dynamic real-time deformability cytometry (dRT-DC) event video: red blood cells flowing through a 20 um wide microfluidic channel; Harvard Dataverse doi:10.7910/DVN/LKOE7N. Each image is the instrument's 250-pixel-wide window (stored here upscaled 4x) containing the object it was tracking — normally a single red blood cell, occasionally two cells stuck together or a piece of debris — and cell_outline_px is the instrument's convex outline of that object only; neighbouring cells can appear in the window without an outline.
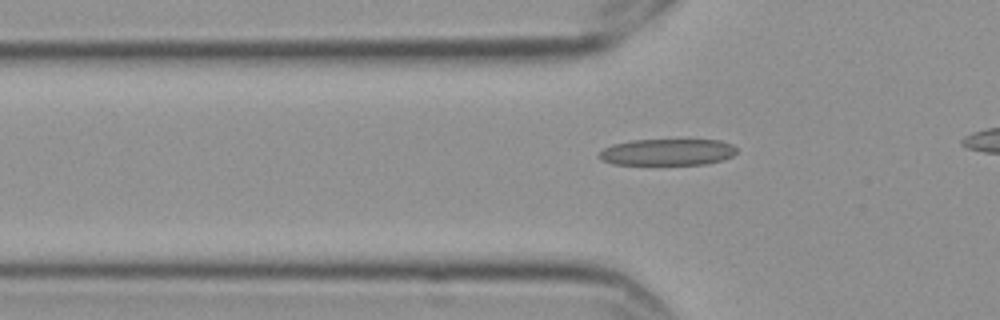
{"species": "Egyptian fruit bat (a non-hibernating species)", "species_latin": "Rousettus aegyptiacus", "temperature_condition": "cold", "stored_images_in_passage": 39, "camera_frame_rate_fps": 3000, "um_per_image_px": 0.085, "frame": {"image": 1, "passage_image": 11, "time_ms": 3.333, "image_size_px": [1000, 320], "cell_outline_px": [[736, 152], [732, 156], [724, 160], [708, 164], [612, 164], [600, 160], [596, 156], [604, 148], [612, 144], [632, 140], [720, 140], [732, 144], [736, 148]], "centroid_in_image_um": [56.72, 12.93], "position_along_channel_um": 69.1, "area_um2": 21.39}}
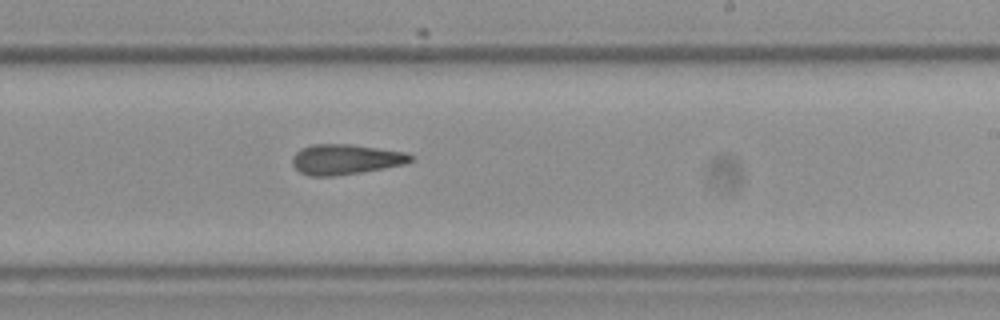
{"frame": {"image": 2, "passage_image": 27, "time_ms": 8.667, "image_size_px": [1000, 320], "cell_outline_px": [[416, 156], [412, 160], [404, 164], [384, 168], [360, 172], [332, 176], [308, 176], [300, 172], [292, 164], [292, 156], [300, 148], [312, 144], [352, 144], [408, 152]], "centroid_in_image_um": [29.38, 13.53], "position_along_channel_um": 259.6, "area_um2": 21.04}}
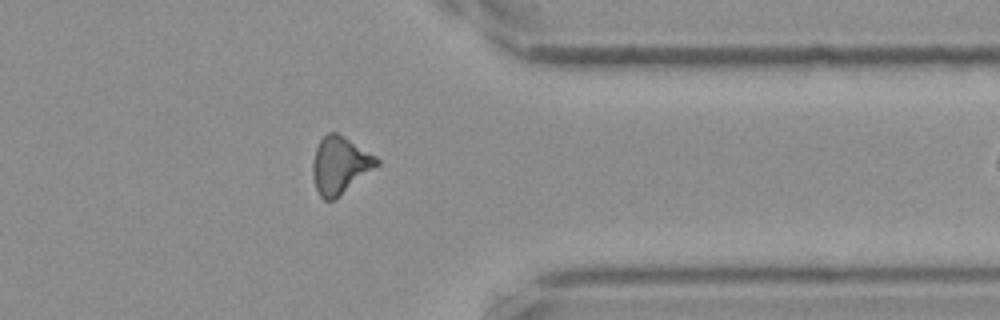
{"frame": {"image": 3, "passage_image": 38, "time_ms": 12.333, "image_size_px": [1000, 320], "cell_outline_px": [[380, 164], [332, 200], [324, 200], [320, 196], [316, 188], [312, 176], [312, 160], [316, 148], [320, 140], [328, 132], [336, 132], [344, 136], [376, 156], [380, 160]], "centroid_in_image_um": [28.87, 14.01], "position_along_channel_um": 382.5, "area_um2": 21.04}}